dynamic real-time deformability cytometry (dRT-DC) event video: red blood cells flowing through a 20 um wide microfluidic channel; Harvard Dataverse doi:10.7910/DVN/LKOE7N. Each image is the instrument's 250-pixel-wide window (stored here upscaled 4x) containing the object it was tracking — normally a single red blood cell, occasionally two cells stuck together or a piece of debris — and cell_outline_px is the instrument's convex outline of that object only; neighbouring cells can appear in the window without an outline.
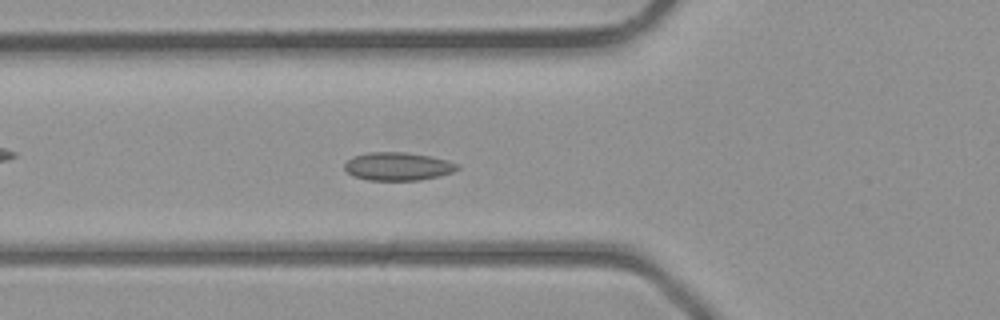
{"species": "common noctule bat (a hibernating species)", "species_latin": "Nyctalus noctula", "temperature_condition": "room temperature", "stored_images_in_passage": 39, "camera_frame_rate_fps": 3000, "um_per_image_px": 0.085, "animal": {"sex": "male", "body_mass_g": 23.1, "forearm_length_mm": 52.7}, "frame": {"image": 1, "passage_image": 12, "time_ms": 3.667, "image_size_px": [1000, 320], "cell_outline_px": [[460, 168], [452, 172], [440, 176], [420, 180], [368, 180], [352, 176], [344, 168], [344, 164], [352, 156], [368, 152], [408, 152], [448, 160], [456, 164]], "centroid_in_image_um": [33.79, 14.14], "position_along_channel_um": 92.0, "area_um2": 18.55}}
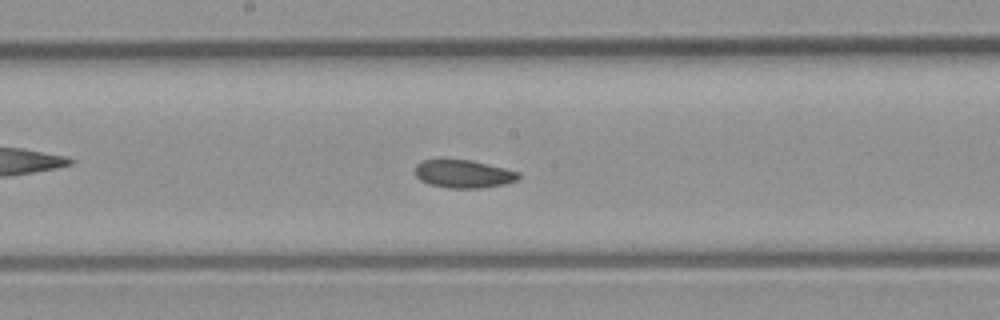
{"frame": {"image": 2, "passage_image": 19, "time_ms": 6.0, "image_size_px": [1000, 320], "cell_outline_px": [[520, 176], [516, 180], [504, 184], [480, 188], [448, 188], [428, 184], [420, 180], [416, 176], [416, 164], [420, 160], [440, 156], [444, 156], [472, 160], [520, 172]], "centroid_in_image_um": [39.31, 14.72], "position_along_channel_um": 208.9, "area_um2": 17.63}}
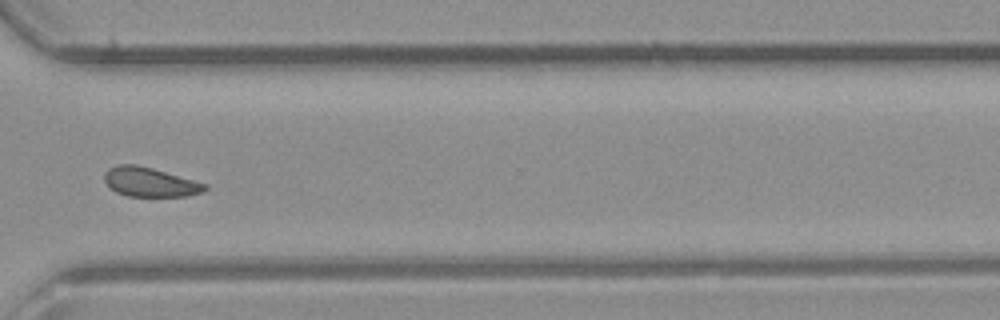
{"frame": {"image": 3, "passage_image": 28, "time_ms": 9.0, "image_size_px": [1000, 320], "cell_outline_px": [[208, 188], [204, 192], [188, 196], [128, 196], [116, 192], [104, 180], [104, 172], [108, 168], [116, 164], [136, 164], [152, 168], [208, 184]], "centroid_in_image_um": [12.76, 15.47], "position_along_channel_um": 357.8, "area_um2": 17.22}}